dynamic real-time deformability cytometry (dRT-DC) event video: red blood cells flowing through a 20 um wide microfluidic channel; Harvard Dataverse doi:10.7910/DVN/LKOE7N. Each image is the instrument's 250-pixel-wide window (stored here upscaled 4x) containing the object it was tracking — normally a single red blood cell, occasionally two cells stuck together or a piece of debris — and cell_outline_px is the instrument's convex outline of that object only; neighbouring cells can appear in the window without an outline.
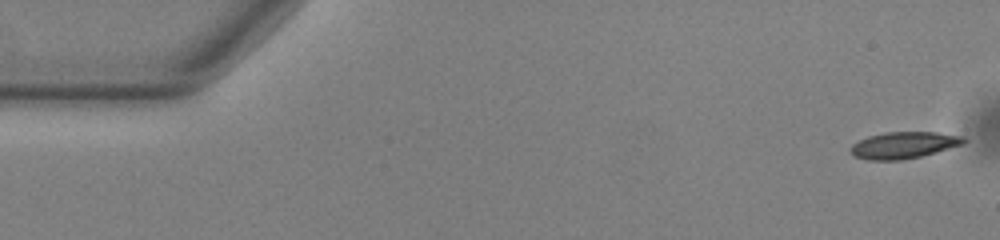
{"species": "common noctule bat (a hibernating species)", "species_latin": "Nyctalus noctula", "temperature_condition": "warm", "stored_images_in_passage": 53, "camera_frame_rate_fps": 3000, "um_per_image_px": 0.085, "animal": {"sex": "male", "body_mass_g": 13.0, "forearm_length_mm": 53.1}, "frame": {"image": 1, "passage_image": 1, "time_ms": 0.0, "image_size_px": [1000, 240], "cell_outline_px": [[968, 140], [964, 144], [936, 152], [920, 156], [900, 160], [868, 160], [852, 156], [848, 148], [852, 144], [868, 136], [884, 132], [936, 132], [964, 136]], "centroid_in_image_um": [76.8, 12.33], "position_along_channel_um": 8.2, "area_um2": 17.74}}
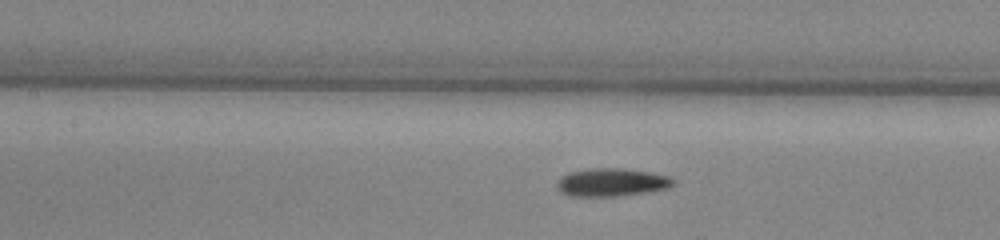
{"frame": {"image": 2, "passage_image": 23, "time_ms": 7.333, "image_size_px": [1000, 240], "cell_outline_px": [[676, 180], [668, 188], [648, 192], [616, 196], [568, 196], [560, 192], [556, 188], [556, 180], [568, 172], [592, 168], [624, 168], [652, 172], [668, 176]], "centroid_in_image_um": [51.95, 15.49], "position_along_channel_um": 155.4, "area_um2": 19.25}}
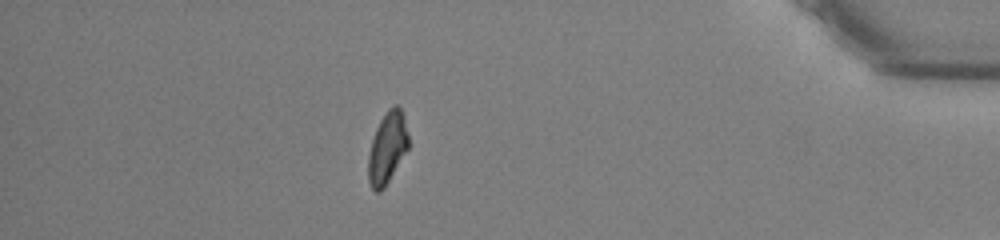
{"frame": {"image": 3, "passage_image": 46, "time_ms": 15.0, "image_size_px": [1000, 240], "cell_outline_px": [[408, 148], [384, 188], [380, 192], [376, 192], [372, 188], [368, 180], [368, 156], [372, 140], [376, 128], [380, 120], [388, 108], [392, 104], [396, 104], [400, 108], [404, 116], [408, 136]], "centroid_in_image_um": [32.91, 12.55], "position_along_channel_um": 402.3, "area_um2": 16.65}, "authors_computed_cell_mechanics": {"area_um2": 17.6868, "velocity_mm_per_s": 3.8509, "shape_relaxation_time_tau1_ms": 3.5537, "shape_relaxation_time_tau2_ms": null, "deformation_change_tau1": 0.1243, "deformation_change_tau2": null}}